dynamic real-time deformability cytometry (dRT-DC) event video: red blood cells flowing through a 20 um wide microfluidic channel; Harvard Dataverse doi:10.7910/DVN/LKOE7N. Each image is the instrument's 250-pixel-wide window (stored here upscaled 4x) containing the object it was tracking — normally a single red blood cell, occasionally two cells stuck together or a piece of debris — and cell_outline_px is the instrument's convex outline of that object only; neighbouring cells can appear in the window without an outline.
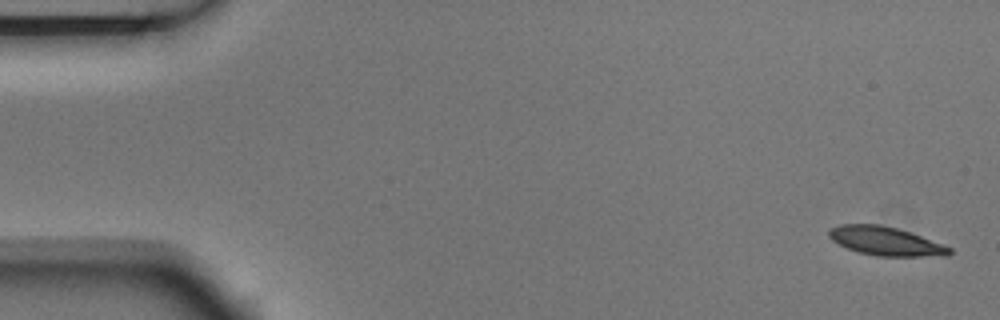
{"species": "Egyptian fruit bat (a non-hibernating species)", "species_latin": "Rousettus aegyptiacus", "temperature_condition": "room temperature", "stored_images_in_passage": 5, "camera_frame_rate_fps": 3000, "um_per_image_px": 0.085, "animal": {"sex": "male"}, "frame": {"image": 1, "passage_image": 1, "time_ms": 0.0, "image_size_px": [1000, 320], "cell_outline_px": [[952, 252], [948, 256], [876, 256], [860, 252], [848, 248], [832, 240], [828, 236], [828, 232], [832, 228], [840, 224], [880, 224], [896, 228], [920, 236], [952, 248]], "centroid_in_image_um": [75.28, 20.5], "position_along_channel_um": 9.7, "area_um2": 19.88}}
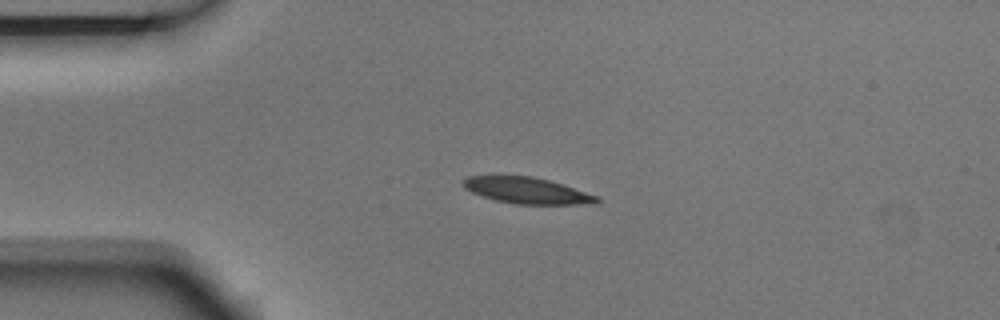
{"frame": {"image": 2, "passage_image": 4, "time_ms": 1.0, "image_size_px": [1000, 320], "cell_outline_px": [[600, 200], [596, 204], [516, 204], [496, 200], [472, 192], [464, 188], [460, 184], [468, 176], [532, 176], [548, 180], [600, 196]], "centroid_in_image_um": [44.82, 16.2], "position_along_channel_um": 40.2, "area_um2": 20.29}}